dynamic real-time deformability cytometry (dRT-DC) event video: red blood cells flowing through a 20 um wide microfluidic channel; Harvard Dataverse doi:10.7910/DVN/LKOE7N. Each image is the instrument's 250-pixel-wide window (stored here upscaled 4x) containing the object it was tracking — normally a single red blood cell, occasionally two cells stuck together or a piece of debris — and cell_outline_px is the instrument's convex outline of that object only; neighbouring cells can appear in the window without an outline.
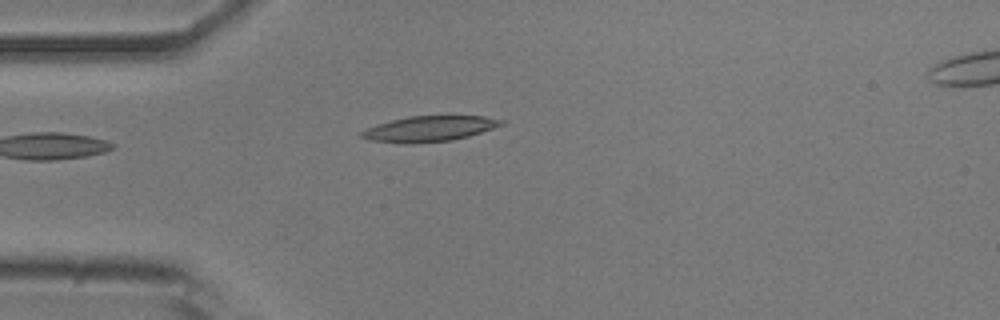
{"species": "common noctule bat (a hibernating species)", "species_latin": "Nyctalus noctula", "temperature_condition": "room temperature", "stored_images_in_passage": 37, "camera_frame_rate_fps": 3000, "um_per_image_px": 0.085, "animal": {"sex": "male", "body_mass_g": 20.5, "forearm_length_mm": 52.5}, "frame": {"image": 1, "passage_image": 1, "time_ms": 0.0, "image_size_px": [1000, 320], "cell_outline_px": [[504, 124], [468, 136], [452, 140], [412, 144], [400, 144], [368, 140], [356, 136], [360, 132], [376, 124], [408, 116], [484, 116], [504, 120]], "centroid_in_image_um": [36.41, 10.96], "position_along_channel_um": 48.6, "area_um2": 20.92}}
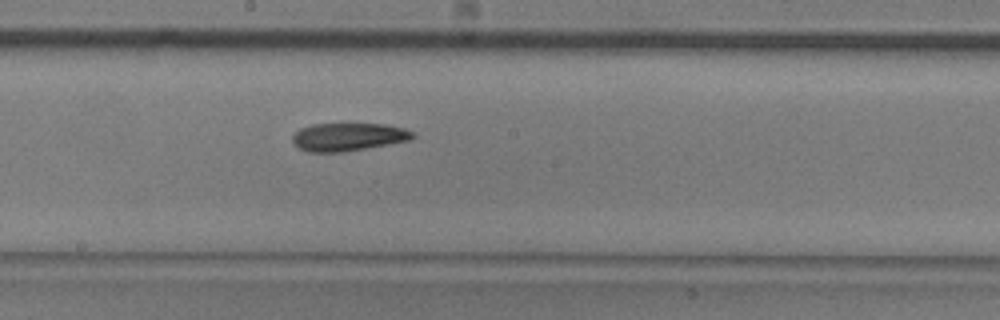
{"frame": {"image": 2, "passage_image": 15, "time_ms": 4.667, "image_size_px": [1000, 320], "cell_outline_px": [[416, 136], [412, 140], [340, 152], [308, 152], [300, 148], [292, 140], [292, 136], [300, 128], [312, 124], [388, 124], [404, 128], [416, 132]], "centroid_in_image_um": [29.65, 11.62], "position_along_channel_um": 218.5, "area_um2": 19.59}}
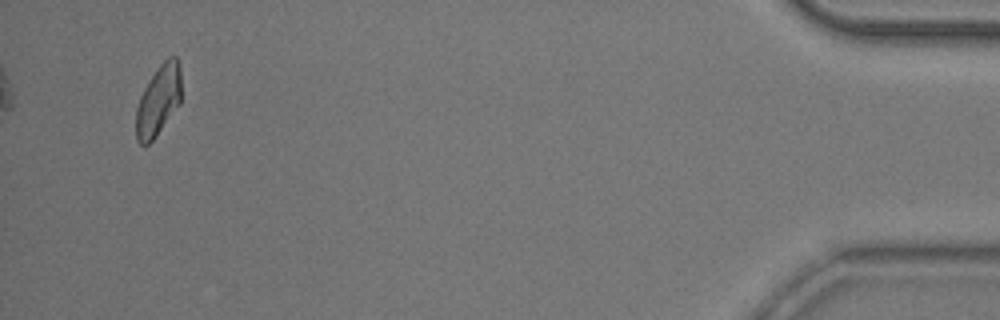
{"frame": {"image": 3, "passage_image": 37, "time_ms": 12.0, "image_size_px": [1000, 320], "cell_outline_px": [[180, 104], [152, 140], [148, 144], [140, 144], [136, 140], [136, 108], [140, 96], [144, 88], [156, 68], [168, 56], [176, 56], [180, 64]], "centroid_in_image_um": [13.46, 8.5], "position_along_channel_um": 421.7, "area_um2": 18.5}, "authors_computed_cell_mechanics": {"area_um2": 19.8254, "velocity_mm_per_s": 3.8798, "shape_relaxation_time_tau1_ms": 5.2912, "shape_relaxation_time_tau2_ms": null, "deformation_change_tau1": 0.1504, "deformation_change_tau2": null}}